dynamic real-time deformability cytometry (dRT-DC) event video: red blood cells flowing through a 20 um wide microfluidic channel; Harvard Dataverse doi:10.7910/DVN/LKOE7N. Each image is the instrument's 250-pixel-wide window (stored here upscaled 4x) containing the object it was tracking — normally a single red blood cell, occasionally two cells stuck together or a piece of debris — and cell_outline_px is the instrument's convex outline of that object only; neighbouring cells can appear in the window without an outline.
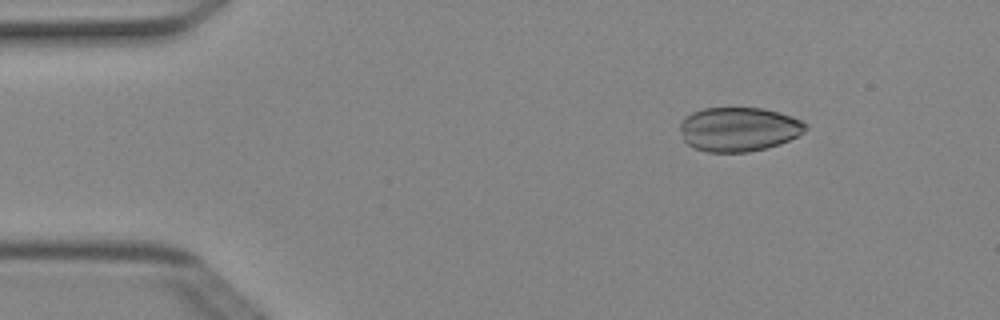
{"species": "Egyptian fruit bat (a non-hibernating species)", "species_latin": "Rousettus aegyptiacus", "temperature_condition": "cold", "stored_images_in_passage": 5, "camera_frame_rate_fps": 3000, "um_per_image_px": 0.085, "animal": {"sex": "female"}, "frame": {"image": 1, "passage_image": 3, "time_ms": 0.667, "image_size_px": [1000, 320], "cell_outline_px": [[808, 128], [796, 136], [780, 144], [748, 152], [708, 152], [696, 148], [688, 144], [684, 140], [680, 128], [680, 124], [692, 112], [704, 108], [764, 108], [792, 116], [804, 120], [808, 124]], "centroid_in_image_um": [62.83, 10.98], "position_along_channel_um": 22.2, "area_um2": 32.19}}